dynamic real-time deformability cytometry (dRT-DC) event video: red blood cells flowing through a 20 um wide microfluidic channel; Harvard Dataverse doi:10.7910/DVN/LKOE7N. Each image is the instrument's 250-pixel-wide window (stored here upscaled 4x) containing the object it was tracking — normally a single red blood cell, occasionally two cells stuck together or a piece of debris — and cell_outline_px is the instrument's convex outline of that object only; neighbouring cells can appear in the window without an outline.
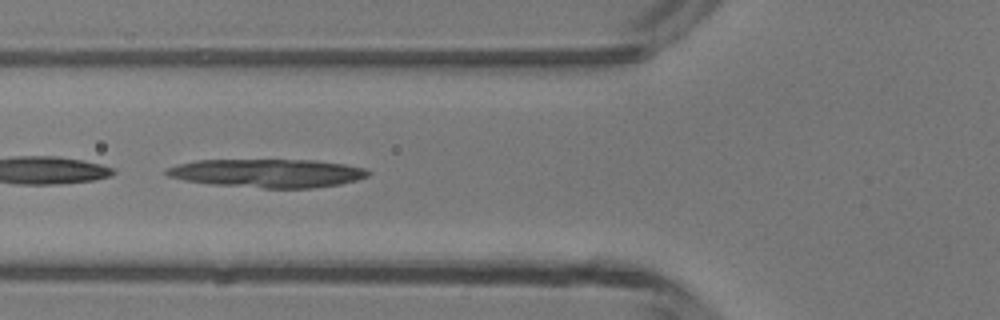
{"species": "common noctule bat (a hibernating species)", "species_latin": "Nyctalus noctula", "temperature_condition": "room temperature", "stored_images_in_passage": 5, "camera_frame_rate_fps": 3000, "um_per_image_px": 0.085, "animal": {"sex": "male", "body_mass_g": 13.3}, "frame": {"image": 1, "passage_image": 5, "time_ms": 5.333, "image_size_px": [1000, 320], "cell_outline_px": [[372, 172], [368, 176], [356, 180], [340, 184], [312, 188], [264, 188], [212, 184], [184, 180], [168, 176], [164, 172], [168, 168], [180, 164], [196, 160], [312, 160], [344, 164], [364, 168]], "centroid_in_image_um": [22.76, 14.72], "position_along_channel_um": 103.0, "area_um2": 33.23}}